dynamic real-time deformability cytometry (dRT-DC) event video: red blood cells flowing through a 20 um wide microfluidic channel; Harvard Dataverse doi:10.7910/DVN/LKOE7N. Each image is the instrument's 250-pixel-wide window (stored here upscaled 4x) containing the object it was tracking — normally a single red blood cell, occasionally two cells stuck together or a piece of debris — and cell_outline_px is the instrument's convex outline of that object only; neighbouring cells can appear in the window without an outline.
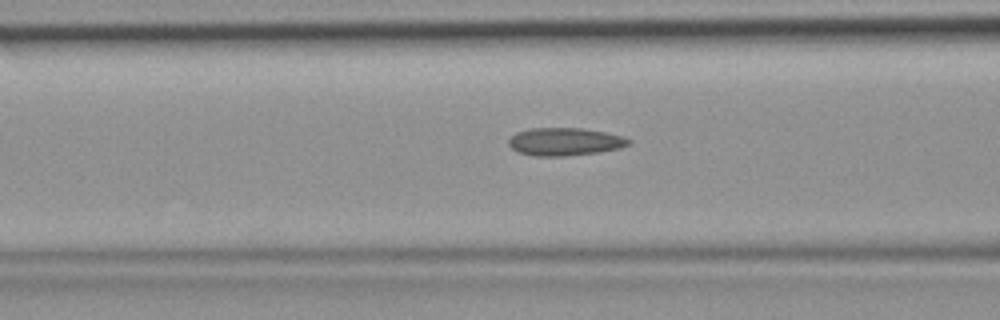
{"species": "common noctule bat (a hibernating species)", "species_latin": "Nyctalus noctula", "temperature_condition": "room temperature", "stored_images_in_passage": 45, "camera_frame_rate_fps": 3000, "um_per_image_px": 0.085, "animal": {"sex": "female", "body_mass_g": 19.9}, "frame": {"image": 1, "passage_image": 18, "time_ms": 5.667, "image_size_px": [1000, 320], "cell_outline_px": [[632, 140], [628, 144], [620, 148], [596, 152], [564, 156], [536, 156], [520, 152], [512, 148], [508, 144], [508, 140], [516, 132], [532, 128], [580, 128], [604, 132], [624, 136]], "centroid_in_image_um": [48.01, 12.03], "position_along_channel_um": 118.6, "area_um2": 19.25}}
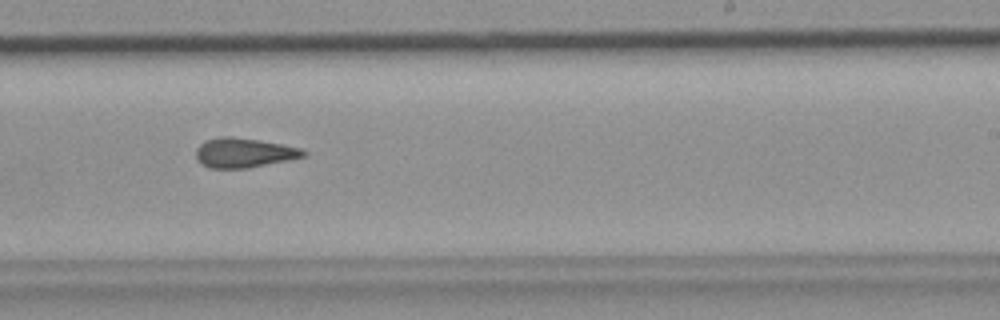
{"frame": {"image": 2, "passage_image": 28, "time_ms": 9.0, "image_size_px": [1000, 320], "cell_outline_px": [[308, 156], [248, 168], [208, 168], [196, 156], [196, 148], [200, 144], [208, 140], [220, 136], [232, 136], [260, 140], [300, 148], [308, 152]], "centroid_in_image_um": [20.77, 12.98], "position_along_channel_um": 268.2, "area_um2": 18.44}}
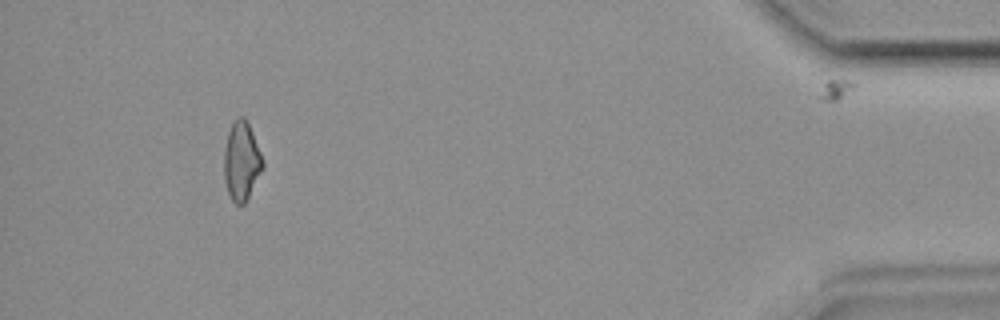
{"frame": {"image": 3, "passage_image": 42, "time_ms": 13.667, "image_size_px": [1000, 320], "cell_outline_px": [[264, 168], [244, 204], [236, 204], [232, 200], [228, 192], [224, 180], [224, 148], [228, 132], [236, 116], [244, 116], [248, 120], [264, 160]], "centroid_in_image_um": [20.54, 13.65], "position_along_channel_um": 414.7, "area_um2": 18.03}}